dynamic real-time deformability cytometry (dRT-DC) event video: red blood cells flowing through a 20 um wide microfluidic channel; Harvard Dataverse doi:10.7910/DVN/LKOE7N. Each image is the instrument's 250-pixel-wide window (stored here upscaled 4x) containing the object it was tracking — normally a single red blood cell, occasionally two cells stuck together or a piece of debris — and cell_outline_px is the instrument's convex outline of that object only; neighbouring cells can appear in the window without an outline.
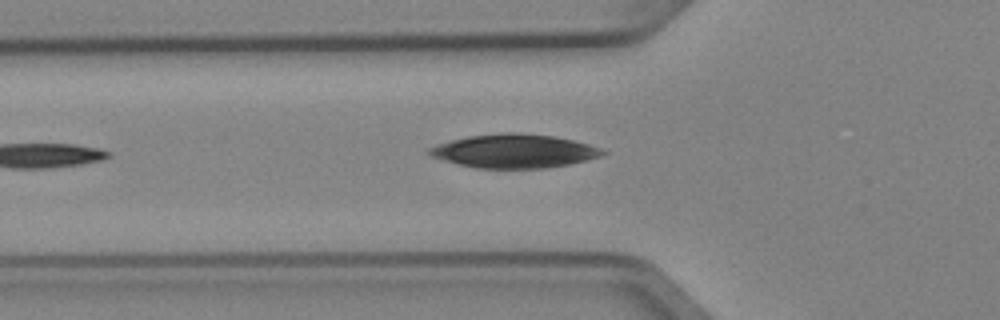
{"species": "Egyptian fruit bat (a non-hibernating species)", "species_latin": "Rousettus aegyptiacus", "temperature_condition": "cold", "stored_images_in_passage": 5, "camera_frame_rate_fps": 3000, "um_per_image_px": 0.085, "animal": {"sex": "female"}, "frame": {"image": 1, "passage_image": 5, "time_ms": 1.333, "image_size_px": [1000, 320], "cell_outline_px": [[608, 152], [600, 156], [568, 164], [544, 168], [476, 168], [444, 160], [432, 156], [428, 152], [428, 148], [436, 144], [468, 136], [512, 132], [516, 132], [552, 136], [572, 140], [588, 144], [600, 148]], "centroid_in_image_um": [43.69, 12.84], "position_along_channel_um": 82.1, "area_um2": 33.52}}